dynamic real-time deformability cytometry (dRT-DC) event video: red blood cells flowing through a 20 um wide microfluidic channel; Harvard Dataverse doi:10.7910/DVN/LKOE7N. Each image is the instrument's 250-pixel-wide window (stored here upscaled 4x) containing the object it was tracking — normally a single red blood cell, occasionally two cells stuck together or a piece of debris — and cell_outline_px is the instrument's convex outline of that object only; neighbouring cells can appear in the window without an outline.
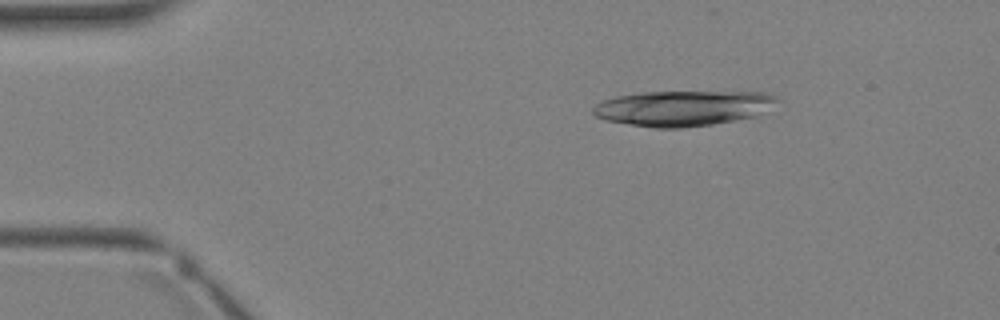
{"species": "Egyptian fruit bat (a non-hibernating species)", "species_latin": "Rousettus aegyptiacus", "temperature_condition": "warm", "stored_images_in_passage": 2, "camera_frame_rate_fps": 3000, "um_per_image_px": 0.085, "animal": {"sex": "female"}, "frame": {"image": 1, "passage_image": 1, "time_ms": 0.0, "image_size_px": [1000, 320], "cell_outline_px": [[780, 100], [756, 116], [712, 124], [680, 128], [656, 128], [604, 120], [596, 116], [592, 112], [592, 108], [596, 104], [604, 100], [616, 96], [640, 92], [768, 92], [776, 96]], "centroid_in_image_um": [58.04, 9.19], "position_along_channel_um": 27.0, "area_um2": 37.8}}